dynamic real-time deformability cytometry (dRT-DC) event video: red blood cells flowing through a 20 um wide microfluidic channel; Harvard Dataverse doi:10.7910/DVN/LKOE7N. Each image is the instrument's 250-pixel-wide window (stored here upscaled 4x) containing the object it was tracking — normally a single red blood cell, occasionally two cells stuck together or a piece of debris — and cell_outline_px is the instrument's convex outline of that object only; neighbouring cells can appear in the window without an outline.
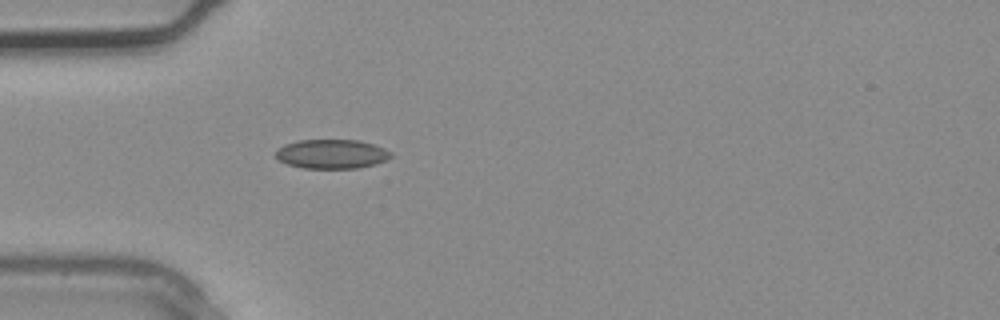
{"species": "common noctule bat (a hibernating species)", "species_latin": "Nyctalus noctula", "temperature_condition": "warm", "stored_images_in_passage": 3, "camera_frame_rate_fps": 3000, "um_per_image_px": 0.085, "animal": {"sex": "male", "body_mass_g": 20.4}, "frame": {"image": 1, "passage_image": 3, "time_ms": 0.667, "image_size_px": [1000, 320], "cell_outline_px": [[392, 156], [376, 164], [356, 168], [304, 168], [288, 164], [280, 160], [276, 156], [276, 152], [284, 144], [300, 140], [360, 140], [384, 148], [392, 152]], "centroid_in_image_um": [28.22, 13.08], "position_along_channel_um": 56.8, "area_um2": 19.42}}